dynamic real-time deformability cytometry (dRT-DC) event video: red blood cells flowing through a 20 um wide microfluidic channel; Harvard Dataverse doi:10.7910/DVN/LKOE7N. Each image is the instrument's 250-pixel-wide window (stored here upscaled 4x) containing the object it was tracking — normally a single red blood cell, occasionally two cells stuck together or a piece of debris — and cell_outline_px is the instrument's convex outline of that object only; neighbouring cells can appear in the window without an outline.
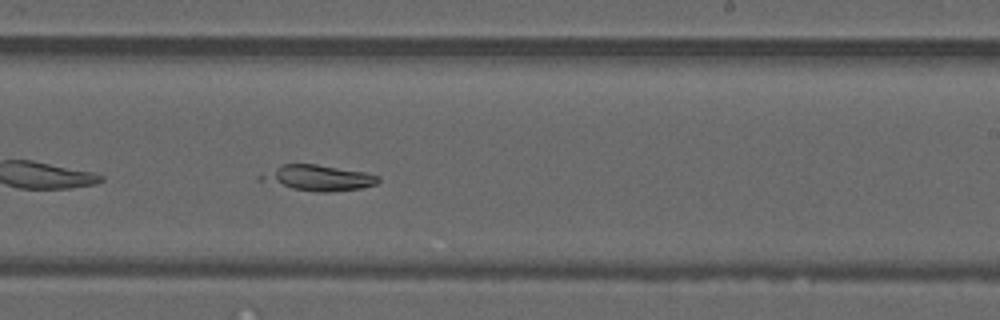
{"species": "common noctule bat (a hibernating species)", "species_latin": "Nyctalus noctula", "temperature_condition": "warm", "stored_images_in_passage": 36, "camera_frame_rate_fps": 3000, "um_per_image_px": 0.085, "animal": {"sex": "male", "forearm_length_mm": 52.5}, "frame": {"image": 1, "passage_image": 16, "time_ms": 5.0, "image_size_px": [1000, 320], "cell_outline_px": [[380, 180], [376, 184], [360, 188], [328, 192], [320, 192], [292, 188], [260, 180], [260, 176], [284, 164], [316, 164], [364, 172], [380, 176]], "centroid_in_image_um": [27.12, 15.12], "position_along_channel_um": 261.9, "area_um2": 16.99}}
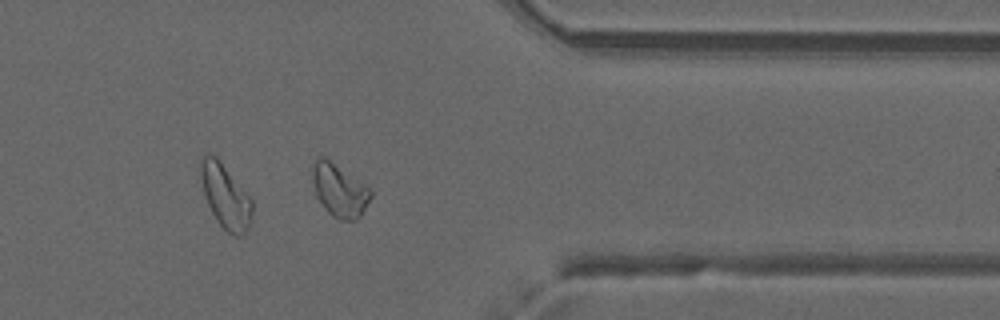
{"frame": {"image": 2, "passage_image": 26, "time_ms": 8.333, "image_size_px": [1000, 320], "cell_outline_px": [[372, 196], [360, 216], [356, 220], [340, 220], [332, 216], [312, 196], [312, 168], [316, 156], [324, 156], [368, 188], [372, 192]], "centroid_in_image_um": [28.76, 16.19], "position_along_channel_um": 382.6, "area_um2": 18.09}}